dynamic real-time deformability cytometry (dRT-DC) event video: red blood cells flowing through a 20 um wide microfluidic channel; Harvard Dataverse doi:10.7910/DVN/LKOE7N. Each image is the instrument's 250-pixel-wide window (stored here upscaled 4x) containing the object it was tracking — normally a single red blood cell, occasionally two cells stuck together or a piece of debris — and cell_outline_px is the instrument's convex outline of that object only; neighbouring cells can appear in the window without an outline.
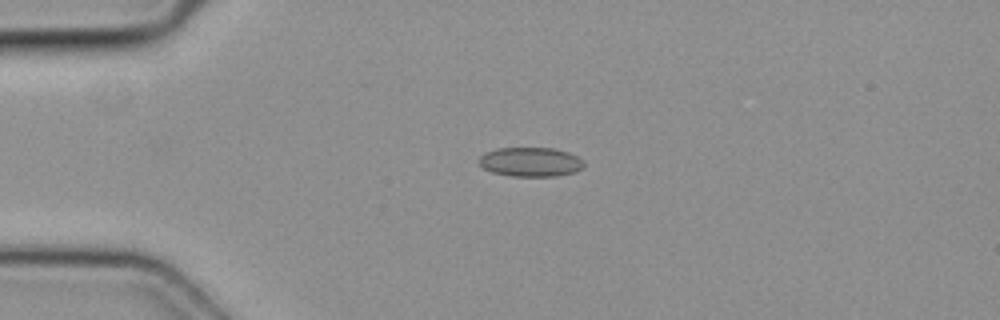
{"species": "common noctule bat (a hibernating species)", "species_latin": "Nyctalus noctula", "temperature_condition": "cold", "stored_images_in_passage": 3, "camera_frame_rate_fps": 3000, "um_per_image_px": 0.085, "animal": {"sex": "female", "body_mass_g": 19.3, "forearm_length_mm": 54.1}, "frame": {"image": 1, "passage_image": 1, "time_ms": 0.0, "image_size_px": [1000, 320], "cell_outline_px": [[584, 168], [576, 172], [556, 176], [512, 176], [492, 172], [484, 168], [476, 160], [484, 152], [496, 148], [552, 148], [568, 152], [584, 160]], "centroid_in_image_um": [45.09, 13.76], "position_along_channel_um": 39.9, "area_um2": 18.09}}
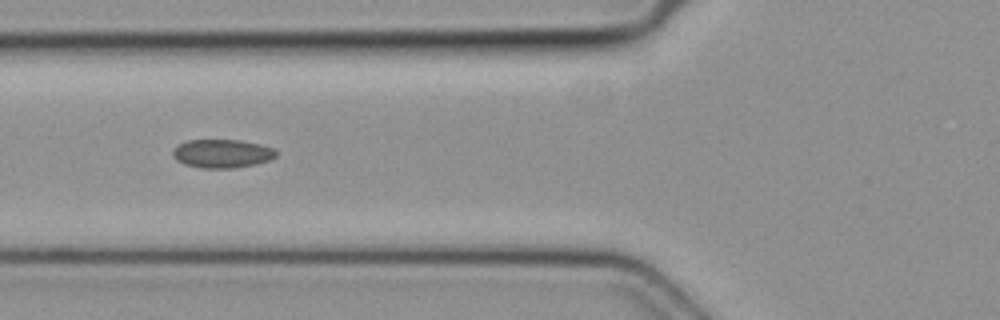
{"frame": {"image": 2, "passage_image": 3, "time_ms": 0.667, "image_size_px": [1000, 320], "cell_outline_px": [[276, 156], [268, 160], [256, 164], [232, 168], [200, 168], [184, 164], [176, 160], [172, 156], [172, 152], [176, 144], [188, 140], [240, 140], [260, 144], [272, 148], [276, 152]], "centroid_in_image_um": [18.82, 13.05], "position_along_channel_um": 107.0, "area_um2": 17.22}}